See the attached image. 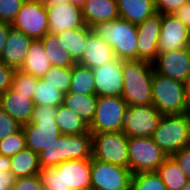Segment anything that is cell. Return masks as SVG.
Returning <instances> with one entry per match:
<instances>
[{"label": "cell", "instance_id": "18", "mask_svg": "<svg viewBox=\"0 0 190 190\" xmlns=\"http://www.w3.org/2000/svg\"><path fill=\"white\" fill-rule=\"evenodd\" d=\"M49 23V33L59 34L69 29L81 28L85 26L82 16V7L70 2L56 7H47Z\"/></svg>", "mask_w": 190, "mask_h": 190}, {"label": "cell", "instance_id": "41", "mask_svg": "<svg viewBox=\"0 0 190 190\" xmlns=\"http://www.w3.org/2000/svg\"><path fill=\"white\" fill-rule=\"evenodd\" d=\"M189 0H155V10L161 14H174Z\"/></svg>", "mask_w": 190, "mask_h": 190}, {"label": "cell", "instance_id": "47", "mask_svg": "<svg viewBox=\"0 0 190 190\" xmlns=\"http://www.w3.org/2000/svg\"><path fill=\"white\" fill-rule=\"evenodd\" d=\"M41 4L47 8V7H56L61 4L68 3V0H40Z\"/></svg>", "mask_w": 190, "mask_h": 190}, {"label": "cell", "instance_id": "20", "mask_svg": "<svg viewBox=\"0 0 190 190\" xmlns=\"http://www.w3.org/2000/svg\"><path fill=\"white\" fill-rule=\"evenodd\" d=\"M34 107L35 104L32 98H27V95L17 94L11 88L0 95V108L22 126L31 121Z\"/></svg>", "mask_w": 190, "mask_h": 190}, {"label": "cell", "instance_id": "29", "mask_svg": "<svg viewBox=\"0 0 190 190\" xmlns=\"http://www.w3.org/2000/svg\"><path fill=\"white\" fill-rule=\"evenodd\" d=\"M68 93L77 95H95L93 70L76 63L72 66L71 85Z\"/></svg>", "mask_w": 190, "mask_h": 190}, {"label": "cell", "instance_id": "23", "mask_svg": "<svg viewBox=\"0 0 190 190\" xmlns=\"http://www.w3.org/2000/svg\"><path fill=\"white\" fill-rule=\"evenodd\" d=\"M51 66L52 65L45 53L42 40H32L20 71L37 78H43Z\"/></svg>", "mask_w": 190, "mask_h": 190}, {"label": "cell", "instance_id": "16", "mask_svg": "<svg viewBox=\"0 0 190 190\" xmlns=\"http://www.w3.org/2000/svg\"><path fill=\"white\" fill-rule=\"evenodd\" d=\"M96 96H121L124 88L122 60L115 57L108 63L93 68Z\"/></svg>", "mask_w": 190, "mask_h": 190}, {"label": "cell", "instance_id": "7", "mask_svg": "<svg viewBox=\"0 0 190 190\" xmlns=\"http://www.w3.org/2000/svg\"><path fill=\"white\" fill-rule=\"evenodd\" d=\"M152 104L162 115L185 114L184 83L154 72Z\"/></svg>", "mask_w": 190, "mask_h": 190}, {"label": "cell", "instance_id": "28", "mask_svg": "<svg viewBox=\"0 0 190 190\" xmlns=\"http://www.w3.org/2000/svg\"><path fill=\"white\" fill-rule=\"evenodd\" d=\"M56 124L63 135H78L89 133V125L85 123L74 111L62 104L57 107Z\"/></svg>", "mask_w": 190, "mask_h": 190}, {"label": "cell", "instance_id": "27", "mask_svg": "<svg viewBox=\"0 0 190 190\" xmlns=\"http://www.w3.org/2000/svg\"><path fill=\"white\" fill-rule=\"evenodd\" d=\"M96 95H77L74 93H65L63 95L62 105L74 111L85 123L91 125L97 104Z\"/></svg>", "mask_w": 190, "mask_h": 190}, {"label": "cell", "instance_id": "2", "mask_svg": "<svg viewBox=\"0 0 190 190\" xmlns=\"http://www.w3.org/2000/svg\"><path fill=\"white\" fill-rule=\"evenodd\" d=\"M124 88L121 97L128 106L152 104L153 65L144 60H122Z\"/></svg>", "mask_w": 190, "mask_h": 190}, {"label": "cell", "instance_id": "6", "mask_svg": "<svg viewBox=\"0 0 190 190\" xmlns=\"http://www.w3.org/2000/svg\"><path fill=\"white\" fill-rule=\"evenodd\" d=\"M167 157L188 146L190 116L185 114L163 115L152 137Z\"/></svg>", "mask_w": 190, "mask_h": 190}, {"label": "cell", "instance_id": "38", "mask_svg": "<svg viewBox=\"0 0 190 190\" xmlns=\"http://www.w3.org/2000/svg\"><path fill=\"white\" fill-rule=\"evenodd\" d=\"M10 157L0 155V190H11L16 178L10 172Z\"/></svg>", "mask_w": 190, "mask_h": 190}, {"label": "cell", "instance_id": "24", "mask_svg": "<svg viewBox=\"0 0 190 190\" xmlns=\"http://www.w3.org/2000/svg\"><path fill=\"white\" fill-rule=\"evenodd\" d=\"M91 31L92 28L85 25L81 28L69 29L56 34L62 50H67L76 63L81 60Z\"/></svg>", "mask_w": 190, "mask_h": 190}, {"label": "cell", "instance_id": "37", "mask_svg": "<svg viewBox=\"0 0 190 190\" xmlns=\"http://www.w3.org/2000/svg\"><path fill=\"white\" fill-rule=\"evenodd\" d=\"M25 0H0V21L12 23Z\"/></svg>", "mask_w": 190, "mask_h": 190}, {"label": "cell", "instance_id": "36", "mask_svg": "<svg viewBox=\"0 0 190 190\" xmlns=\"http://www.w3.org/2000/svg\"><path fill=\"white\" fill-rule=\"evenodd\" d=\"M26 148L25 134L23 131V127L0 140V155L6 157H12L17 154L19 151L24 150Z\"/></svg>", "mask_w": 190, "mask_h": 190}, {"label": "cell", "instance_id": "31", "mask_svg": "<svg viewBox=\"0 0 190 190\" xmlns=\"http://www.w3.org/2000/svg\"><path fill=\"white\" fill-rule=\"evenodd\" d=\"M45 53L52 66L72 67L76 64L67 50H62L57 35L47 33L41 38Z\"/></svg>", "mask_w": 190, "mask_h": 190}, {"label": "cell", "instance_id": "5", "mask_svg": "<svg viewBox=\"0 0 190 190\" xmlns=\"http://www.w3.org/2000/svg\"><path fill=\"white\" fill-rule=\"evenodd\" d=\"M57 107L35 106L32 119L23 125L26 148L39 154L62 134L56 124Z\"/></svg>", "mask_w": 190, "mask_h": 190}, {"label": "cell", "instance_id": "30", "mask_svg": "<svg viewBox=\"0 0 190 190\" xmlns=\"http://www.w3.org/2000/svg\"><path fill=\"white\" fill-rule=\"evenodd\" d=\"M156 173L160 176L167 190H182L188 181L185 173L171 156L164 160Z\"/></svg>", "mask_w": 190, "mask_h": 190}, {"label": "cell", "instance_id": "40", "mask_svg": "<svg viewBox=\"0 0 190 190\" xmlns=\"http://www.w3.org/2000/svg\"><path fill=\"white\" fill-rule=\"evenodd\" d=\"M11 190H44L41 178L38 175L18 178L15 180Z\"/></svg>", "mask_w": 190, "mask_h": 190}, {"label": "cell", "instance_id": "17", "mask_svg": "<svg viewBox=\"0 0 190 190\" xmlns=\"http://www.w3.org/2000/svg\"><path fill=\"white\" fill-rule=\"evenodd\" d=\"M190 46V31L173 14H163L158 52L185 49Z\"/></svg>", "mask_w": 190, "mask_h": 190}, {"label": "cell", "instance_id": "45", "mask_svg": "<svg viewBox=\"0 0 190 190\" xmlns=\"http://www.w3.org/2000/svg\"><path fill=\"white\" fill-rule=\"evenodd\" d=\"M11 27V23L0 21V58Z\"/></svg>", "mask_w": 190, "mask_h": 190}, {"label": "cell", "instance_id": "49", "mask_svg": "<svg viewBox=\"0 0 190 190\" xmlns=\"http://www.w3.org/2000/svg\"><path fill=\"white\" fill-rule=\"evenodd\" d=\"M182 190H190V180L187 181L186 185L183 187Z\"/></svg>", "mask_w": 190, "mask_h": 190}, {"label": "cell", "instance_id": "33", "mask_svg": "<svg viewBox=\"0 0 190 190\" xmlns=\"http://www.w3.org/2000/svg\"><path fill=\"white\" fill-rule=\"evenodd\" d=\"M71 75L72 67L51 66L42 79L65 94L70 89Z\"/></svg>", "mask_w": 190, "mask_h": 190}, {"label": "cell", "instance_id": "34", "mask_svg": "<svg viewBox=\"0 0 190 190\" xmlns=\"http://www.w3.org/2000/svg\"><path fill=\"white\" fill-rule=\"evenodd\" d=\"M130 190H167L156 172L132 174Z\"/></svg>", "mask_w": 190, "mask_h": 190}, {"label": "cell", "instance_id": "14", "mask_svg": "<svg viewBox=\"0 0 190 190\" xmlns=\"http://www.w3.org/2000/svg\"><path fill=\"white\" fill-rule=\"evenodd\" d=\"M152 65L154 72L185 84L190 77V46L180 50L158 52Z\"/></svg>", "mask_w": 190, "mask_h": 190}, {"label": "cell", "instance_id": "12", "mask_svg": "<svg viewBox=\"0 0 190 190\" xmlns=\"http://www.w3.org/2000/svg\"><path fill=\"white\" fill-rule=\"evenodd\" d=\"M130 168L92 158L91 190H130Z\"/></svg>", "mask_w": 190, "mask_h": 190}, {"label": "cell", "instance_id": "42", "mask_svg": "<svg viewBox=\"0 0 190 190\" xmlns=\"http://www.w3.org/2000/svg\"><path fill=\"white\" fill-rule=\"evenodd\" d=\"M15 70L0 60V95L11 88Z\"/></svg>", "mask_w": 190, "mask_h": 190}, {"label": "cell", "instance_id": "43", "mask_svg": "<svg viewBox=\"0 0 190 190\" xmlns=\"http://www.w3.org/2000/svg\"><path fill=\"white\" fill-rule=\"evenodd\" d=\"M190 180V149L183 147L181 150L171 156Z\"/></svg>", "mask_w": 190, "mask_h": 190}, {"label": "cell", "instance_id": "8", "mask_svg": "<svg viewBox=\"0 0 190 190\" xmlns=\"http://www.w3.org/2000/svg\"><path fill=\"white\" fill-rule=\"evenodd\" d=\"M91 134L92 158L129 168V138L122 131Z\"/></svg>", "mask_w": 190, "mask_h": 190}, {"label": "cell", "instance_id": "35", "mask_svg": "<svg viewBox=\"0 0 190 190\" xmlns=\"http://www.w3.org/2000/svg\"><path fill=\"white\" fill-rule=\"evenodd\" d=\"M38 78L15 70L13 74L11 89L17 94L27 95V98H33Z\"/></svg>", "mask_w": 190, "mask_h": 190}, {"label": "cell", "instance_id": "21", "mask_svg": "<svg viewBox=\"0 0 190 190\" xmlns=\"http://www.w3.org/2000/svg\"><path fill=\"white\" fill-rule=\"evenodd\" d=\"M115 58L112 47L92 31L78 64L91 69L98 68Z\"/></svg>", "mask_w": 190, "mask_h": 190}, {"label": "cell", "instance_id": "4", "mask_svg": "<svg viewBox=\"0 0 190 190\" xmlns=\"http://www.w3.org/2000/svg\"><path fill=\"white\" fill-rule=\"evenodd\" d=\"M41 169L53 168L67 160L92 158V134L61 135L38 154Z\"/></svg>", "mask_w": 190, "mask_h": 190}, {"label": "cell", "instance_id": "3", "mask_svg": "<svg viewBox=\"0 0 190 190\" xmlns=\"http://www.w3.org/2000/svg\"><path fill=\"white\" fill-rule=\"evenodd\" d=\"M92 32L109 44L120 60H138L137 25L124 19L98 23Z\"/></svg>", "mask_w": 190, "mask_h": 190}, {"label": "cell", "instance_id": "22", "mask_svg": "<svg viewBox=\"0 0 190 190\" xmlns=\"http://www.w3.org/2000/svg\"><path fill=\"white\" fill-rule=\"evenodd\" d=\"M82 16L89 27L119 19L117 0H87L82 6Z\"/></svg>", "mask_w": 190, "mask_h": 190}, {"label": "cell", "instance_id": "1", "mask_svg": "<svg viewBox=\"0 0 190 190\" xmlns=\"http://www.w3.org/2000/svg\"><path fill=\"white\" fill-rule=\"evenodd\" d=\"M92 158L67 160L53 168L41 169L44 190H91Z\"/></svg>", "mask_w": 190, "mask_h": 190}, {"label": "cell", "instance_id": "19", "mask_svg": "<svg viewBox=\"0 0 190 190\" xmlns=\"http://www.w3.org/2000/svg\"><path fill=\"white\" fill-rule=\"evenodd\" d=\"M33 39L11 27L0 60L14 70H20Z\"/></svg>", "mask_w": 190, "mask_h": 190}, {"label": "cell", "instance_id": "44", "mask_svg": "<svg viewBox=\"0 0 190 190\" xmlns=\"http://www.w3.org/2000/svg\"><path fill=\"white\" fill-rule=\"evenodd\" d=\"M173 15L178 18L190 31V0L178 8Z\"/></svg>", "mask_w": 190, "mask_h": 190}, {"label": "cell", "instance_id": "51", "mask_svg": "<svg viewBox=\"0 0 190 190\" xmlns=\"http://www.w3.org/2000/svg\"><path fill=\"white\" fill-rule=\"evenodd\" d=\"M189 149H190V139H189V141H188V146H187Z\"/></svg>", "mask_w": 190, "mask_h": 190}, {"label": "cell", "instance_id": "26", "mask_svg": "<svg viewBox=\"0 0 190 190\" xmlns=\"http://www.w3.org/2000/svg\"><path fill=\"white\" fill-rule=\"evenodd\" d=\"M10 172L16 179L31 177L41 172L38 153L25 148L10 158Z\"/></svg>", "mask_w": 190, "mask_h": 190}, {"label": "cell", "instance_id": "50", "mask_svg": "<svg viewBox=\"0 0 190 190\" xmlns=\"http://www.w3.org/2000/svg\"><path fill=\"white\" fill-rule=\"evenodd\" d=\"M61 190H76V189L67 188V189H61Z\"/></svg>", "mask_w": 190, "mask_h": 190}, {"label": "cell", "instance_id": "46", "mask_svg": "<svg viewBox=\"0 0 190 190\" xmlns=\"http://www.w3.org/2000/svg\"><path fill=\"white\" fill-rule=\"evenodd\" d=\"M185 85V103L186 113L190 116V77L186 81Z\"/></svg>", "mask_w": 190, "mask_h": 190}, {"label": "cell", "instance_id": "10", "mask_svg": "<svg viewBox=\"0 0 190 190\" xmlns=\"http://www.w3.org/2000/svg\"><path fill=\"white\" fill-rule=\"evenodd\" d=\"M128 154L132 174L156 172L167 158L151 137L129 138Z\"/></svg>", "mask_w": 190, "mask_h": 190}, {"label": "cell", "instance_id": "25", "mask_svg": "<svg viewBox=\"0 0 190 190\" xmlns=\"http://www.w3.org/2000/svg\"><path fill=\"white\" fill-rule=\"evenodd\" d=\"M119 17L133 24H140L153 15L155 0H117Z\"/></svg>", "mask_w": 190, "mask_h": 190}, {"label": "cell", "instance_id": "48", "mask_svg": "<svg viewBox=\"0 0 190 190\" xmlns=\"http://www.w3.org/2000/svg\"><path fill=\"white\" fill-rule=\"evenodd\" d=\"M87 0H68L71 4L82 7Z\"/></svg>", "mask_w": 190, "mask_h": 190}, {"label": "cell", "instance_id": "11", "mask_svg": "<svg viewBox=\"0 0 190 190\" xmlns=\"http://www.w3.org/2000/svg\"><path fill=\"white\" fill-rule=\"evenodd\" d=\"M11 26L31 39H41L49 33L46 8L40 0H25Z\"/></svg>", "mask_w": 190, "mask_h": 190}, {"label": "cell", "instance_id": "9", "mask_svg": "<svg viewBox=\"0 0 190 190\" xmlns=\"http://www.w3.org/2000/svg\"><path fill=\"white\" fill-rule=\"evenodd\" d=\"M128 104L121 96H98L91 133L122 131Z\"/></svg>", "mask_w": 190, "mask_h": 190}, {"label": "cell", "instance_id": "39", "mask_svg": "<svg viewBox=\"0 0 190 190\" xmlns=\"http://www.w3.org/2000/svg\"><path fill=\"white\" fill-rule=\"evenodd\" d=\"M22 125L0 108V140L19 131Z\"/></svg>", "mask_w": 190, "mask_h": 190}, {"label": "cell", "instance_id": "32", "mask_svg": "<svg viewBox=\"0 0 190 190\" xmlns=\"http://www.w3.org/2000/svg\"><path fill=\"white\" fill-rule=\"evenodd\" d=\"M63 95L60 90L46 83L42 78H38L32 99L35 106L58 107L63 103Z\"/></svg>", "mask_w": 190, "mask_h": 190}, {"label": "cell", "instance_id": "15", "mask_svg": "<svg viewBox=\"0 0 190 190\" xmlns=\"http://www.w3.org/2000/svg\"><path fill=\"white\" fill-rule=\"evenodd\" d=\"M163 14L155 12L137 25L138 60L152 63L158 55V41L161 33Z\"/></svg>", "mask_w": 190, "mask_h": 190}, {"label": "cell", "instance_id": "13", "mask_svg": "<svg viewBox=\"0 0 190 190\" xmlns=\"http://www.w3.org/2000/svg\"><path fill=\"white\" fill-rule=\"evenodd\" d=\"M163 115L153 106H128L122 132L128 137H152Z\"/></svg>", "mask_w": 190, "mask_h": 190}]
</instances>
